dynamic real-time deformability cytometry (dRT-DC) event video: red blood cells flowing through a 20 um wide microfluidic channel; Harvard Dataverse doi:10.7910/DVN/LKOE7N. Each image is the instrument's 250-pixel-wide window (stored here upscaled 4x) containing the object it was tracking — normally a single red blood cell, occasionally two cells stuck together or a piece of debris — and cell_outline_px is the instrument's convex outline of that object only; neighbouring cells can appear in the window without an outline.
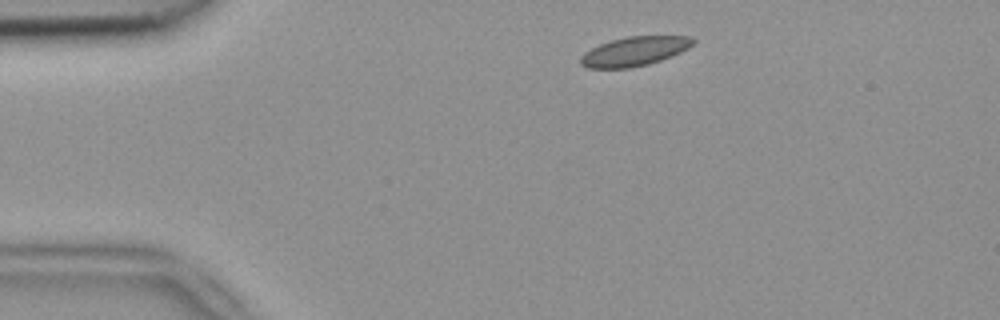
{"species": "common noctule bat (a hibernating species)", "species_latin": "Nyctalus noctula", "temperature_condition": "room temperature", "stored_images_in_passage": 7, "camera_frame_rate_fps": 3000, "um_per_image_px": 0.085, "animal": {"sex": "female", "body_mass_g": 18.4}, "frame": {"image": 1, "passage_image": 1, "time_ms": 0.0, "image_size_px": [1000, 320], "cell_outline_px": [[696, 40], [688, 48], [672, 56], [648, 64], [628, 68], [588, 68], [580, 64], [580, 56], [584, 52], [600, 44], [612, 40], [628, 36], [688, 36]], "centroid_in_image_um": [53.91, 4.36], "position_along_channel_um": 31.1, "area_um2": 19.02}}
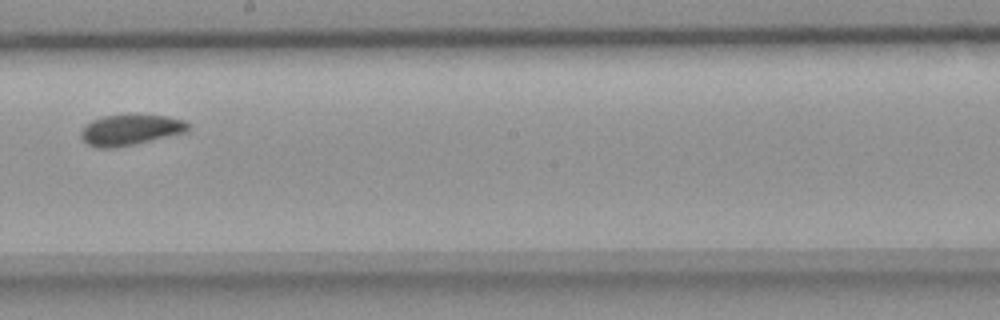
{"frame": {"image": 2, "passage_image": 6, "time_ms": 1.667, "image_size_px": [1000, 320], "cell_outline_px": [[188, 128], [184, 132], [132, 144], [112, 148], [100, 148], [88, 144], [80, 136], [80, 132], [84, 124], [92, 120], [104, 116], [164, 116], [184, 120], [188, 124]], "centroid_in_image_um": [11.0, 11.04], "position_along_channel_um": 237.2, "area_um2": 18.44}}
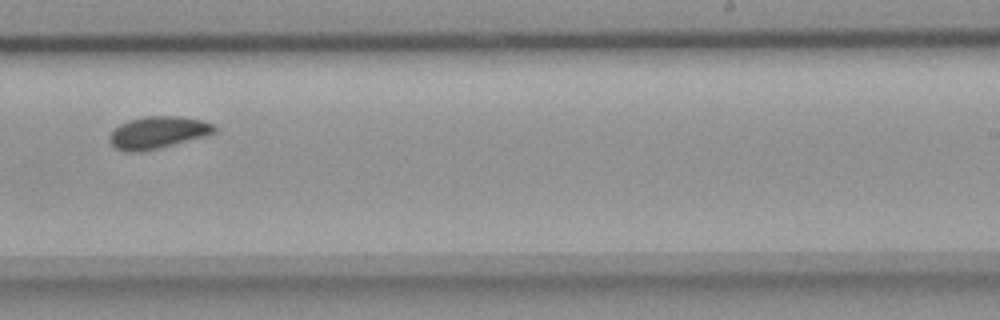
{"frame": {"image": 3, "passage_image": 7, "time_ms": 2.0, "image_size_px": [1000, 320], "cell_outline_px": [[216, 132], [204, 136], [160, 148], [140, 152], [124, 152], [116, 148], [108, 140], [108, 136], [120, 124], [128, 120], [144, 116], [180, 116], [200, 120], [216, 124]], "centroid_in_image_um": [13.41, 11.26], "position_along_channel_um": 275.6, "area_um2": 19.71}}